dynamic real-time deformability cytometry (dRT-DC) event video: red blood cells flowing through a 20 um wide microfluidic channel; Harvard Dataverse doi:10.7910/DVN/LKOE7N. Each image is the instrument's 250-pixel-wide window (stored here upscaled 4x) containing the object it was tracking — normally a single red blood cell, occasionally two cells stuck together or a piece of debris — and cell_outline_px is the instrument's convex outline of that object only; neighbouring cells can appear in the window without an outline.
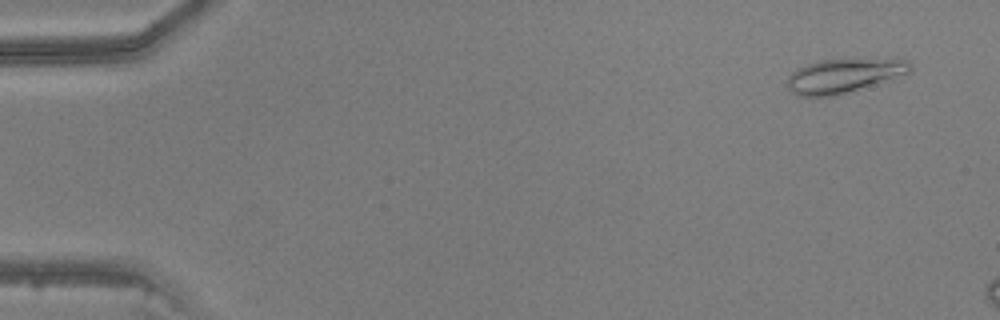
{"species": "common noctule bat (a hibernating species)", "species_latin": "Nyctalus noctula", "temperature_condition": "warm", "stored_images_in_passage": 10, "camera_frame_rate_fps": 3000, "um_per_image_px": 0.085, "animal": {"sex": "male", "body_mass_g": 20.5, "forearm_length_mm": 52.5}, "frame": {"image": 1, "passage_image": 3, "time_ms": 0.667, "image_size_px": [1000, 320], "cell_outline_px": [[912, 72], [836, 96], [800, 96], [792, 92], [788, 88], [788, 76], [796, 68], [816, 60], [892, 56], [896, 56], [908, 60], [912, 64]], "centroid_in_image_um": [71.82, 6.36], "position_along_channel_um": 13.2, "area_um2": 25.43}}